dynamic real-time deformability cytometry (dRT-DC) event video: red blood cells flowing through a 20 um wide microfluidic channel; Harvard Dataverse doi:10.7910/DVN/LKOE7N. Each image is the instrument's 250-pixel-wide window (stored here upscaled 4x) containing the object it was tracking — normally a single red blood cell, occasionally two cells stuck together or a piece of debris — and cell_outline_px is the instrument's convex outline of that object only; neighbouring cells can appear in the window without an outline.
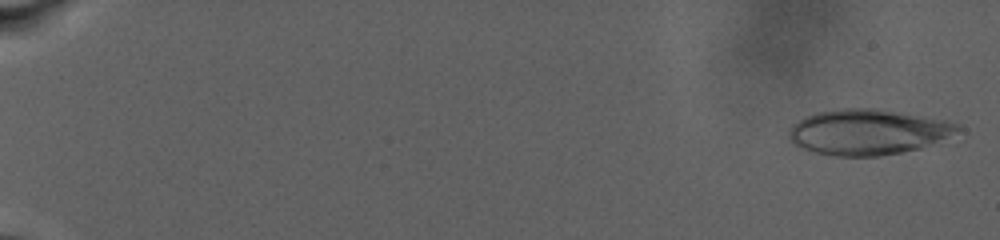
{"species": "human", "species_latin": "Homo sapiens", "temperature_condition": "warm", "stored_images_in_passage": 27, "camera_frame_rate_fps": 3000, "um_per_image_px": 0.085, "donor": {"sex": "male"}, "frame": {"image": 1, "passage_image": 2, "time_ms": 0.333, "image_size_px": [1000, 240], "cell_outline_px": [[964, 128], [920, 148], [880, 156], [832, 156], [800, 148], [792, 144], [788, 140], [788, 132], [792, 124], [804, 116], [816, 112], [840, 108], [872, 108], [948, 120], [960, 124]], "centroid_in_image_um": [73.69, 11.21], "position_along_channel_um": 11.3, "area_um2": 44.74}}
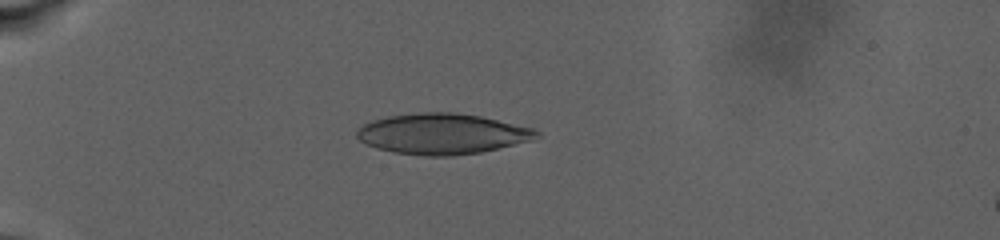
{"frame": {"image": 2, "passage_image": 21, "time_ms": 8.0, "image_size_px": [1000, 240], "cell_outline_px": [[540, 136], [532, 140], [480, 152], [452, 156], [424, 156], [392, 152], [376, 148], [360, 140], [356, 136], [356, 128], [372, 120], [388, 116], [424, 112], [452, 112], [480, 116], [532, 128], [540, 132]], "centroid_in_image_um": [37.56, 11.38], "position_along_channel_um": 47.4, "area_um2": 42.43}}
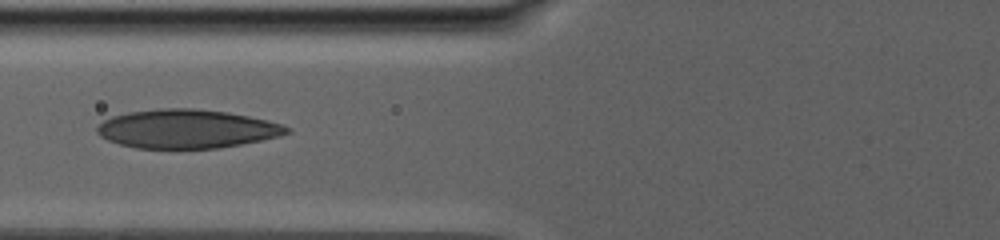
{"frame": {"image": 3, "passage_image": 26, "time_ms": 12.0, "image_size_px": [1000, 240], "cell_outline_px": [[292, 132], [280, 136], [240, 144], [216, 148], [136, 148], [120, 144], [108, 140], [100, 136], [96, 132], [96, 128], [104, 120], [112, 116], [128, 112], [160, 108], [192, 108], [228, 112], [268, 120], [292, 128]], "centroid_in_image_um": [15.88, 10.95], "position_along_channel_um": 109.9, "area_um2": 42.77}}